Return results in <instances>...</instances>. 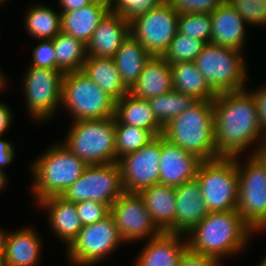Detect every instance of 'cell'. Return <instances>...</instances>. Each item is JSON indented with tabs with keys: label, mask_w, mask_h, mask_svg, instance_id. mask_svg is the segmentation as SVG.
Wrapping results in <instances>:
<instances>
[{
	"label": "cell",
	"mask_w": 266,
	"mask_h": 266,
	"mask_svg": "<svg viewBox=\"0 0 266 266\" xmlns=\"http://www.w3.org/2000/svg\"><path fill=\"white\" fill-rule=\"evenodd\" d=\"M179 13L164 0L156 8L130 23V34L152 56H162L178 32Z\"/></svg>",
	"instance_id": "4fadbf2b"
},
{
	"label": "cell",
	"mask_w": 266,
	"mask_h": 266,
	"mask_svg": "<svg viewBox=\"0 0 266 266\" xmlns=\"http://www.w3.org/2000/svg\"><path fill=\"white\" fill-rule=\"evenodd\" d=\"M171 90H173V80L170 64L162 56H152L145 63L138 81L129 93L147 100Z\"/></svg>",
	"instance_id": "603a6c76"
},
{
	"label": "cell",
	"mask_w": 266,
	"mask_h": 266,
	"mask_svg": "<svg viewBox=\"0 0 266 266\" xmlns=\"http://www.w3.org/2000/svg\"><path fill=\"white\" fill-rule=\"evenodd\" d=\"M164 0H112L110 11L120 14L128 22L156 8Z\"/></svg>",
	"instance_id": "8d00e7d4"
},
{
	"label": "cell",
	"mask_w": 266,
	"mask_h": 266,
	"mask_svg": "<svg viewBox=\"0 0 266 266\" xmlns=\"http://www.w3.org/2000/svg\"><path fill=\"white\" fill-rule=\"evenodd\" d=\"M14 114L7 103L0 102V137L3 138L6 132L10 130L13 123ZM5 133V134H4Z\"/></svg>",
	"instance_id": "ee69618b"
},
{
	"label": "cell",
	"mask_w": 266,
	"mask_h": 266,
	"mask_svg": "<svg viewBox=\"0 0 266 266\" xmlns=\"http://www.w3.org/2000/svg\"><path fill=\"white\" fill-rule=\"evenodd\" d=\"M206 43L188 35L176 33L162 57L169 63L194 62Z\"/></svg>",
	"instance_id": "836d02e7"
},
{
	"label": "cell",
	"mask_w": 266,
	"mask_h": 266,
	"mask_svg": "<svg viewBox=\"0 0 266 266\" xmlns=\"http://www.w3.org/2000/svg\"><path fill=\"white\" fill-rule=\"evenodd\" d=\"M9 78H7L5 76V73L3 71H1V67H0V93H3L4 88L6 89V87L8 86V81Z\"/></svg>",
	"instance_id": "681fc988"
},
{
	"label": "cell",
	"mask_w": 266,
	"mask_h": 266,
	"mask_svg": "<svg viewBox=\"0 0 266 266\" xmlns=\"http://www.w3.org/2000/svg\"><path fill=\"white\" fill-rule=\"evenodd\" d=\"M144 245L134 266H177L188 249L186 235L169 232L148 239Z\"/></svg>",
	"instance_id": "ac0fdd59"
},
{
	"label": "cell",
	"mask_w": 266,
	"mask_h": 266,
	"mask_svg": "<svg viewBox=\"0 0 266 266\" xmlns=\"http://www.w3.org/2000/svg\"><path fill=\"white\" fill-rule=\"evenodd\" d=\"M110 215L126 244L147 241L162 233L152 221L139 193L124 192L110 206Z\"/></svg>",
	"instance_id": "5bb4252c"
},
{
	"label": "cell",
	"mask_w": 266,
	"mask_h": 266,
	"mask_svg": "<svg viewBox=\"0 0 266 266\" xmlns=\"http://www.w3.org/2000/svg\"><path fill=\"white\" fill-rule=\"evenodd\" d=\"M237 156L239 174V197L237 210L257 233L266 231V168L253 155L240 161Z\"/></svg>",
	"instance_id": "8fae6325"
},
{
	"label": "cell",
	"mask_w": 266,
	"mask_h": 266,
	"mask_svg": "<svg viewBox=\"0 0 266 266\" xmlns=\"http://www.w3.org/2000/svg\"><path fill=\"white\" fill-rule=\"evenodd\" d=\"M123 193L120 167L115 162L88 165L61 196L73 203L91 200L111 206Z\"/></svg>",
	"instance_id": "7c38bea8"
},
{
	"label": "cell",
	"mask_w": 266,
	"mask_h": 266,
	"mask_svg": "<svg viewBox=\"0 0 266 266\" xmlns=\"http://www.w3.org/2000/svg\"><path fill=\"white\" fill-rule=\"evenodd\" d=\"M61 143L87 165L118 162L116 158L115 116L70 122Z\"/></svg>",
	"instance_id": "5b68a950"
},
{
	"label": "cell",
	"mask_w": 266,
	"mask_h": 266,
	"mask_svg": "<svg viewBox=\"0 0 266 266\" xmlns=\"http://www.w3.org/2000/svg\"><path fill=\"white\" fill-rule=\"evenodd\" d=\"M196 179L209 212L237 209L239 197L237 156L202 161Z\"/></svg>",
	"instance_id": "ba28073f"
},
{
	"label": "cell",
	"mask_w": 266,
	"mask_h": 266,
	"mask_svg": "<svg viewBox=\"0 0 266 266\" xmlns=\"http://www.w3.org/2000/svg\"><path fill=\"white\" fill-rule=\"evenodd\" d=\"M229 47L206 43L194 63L217 95L246 88L248 68L245 54Z\"/></svg>",
	"instance_id": "8992f818"
},
{
	"label": "cell",
	"mask_w": 266,
	"mask_h": 266,
	"mask_svg": "<svg viewBox=\"0 0 266 266\" xmlns=\"http://www.w3.org/2000/svg\"><path fill=\"white\" fill-rule=\"evenodd\" d=\"M33 159L29 168L33 182L29 190L36 204L47 197L61 196L88 166L59 141Z\"/></svg>",
	"instance_id": "3957f363"
},
{
	"label": "cell",
	"mask_w": 266,
	"mask_h": 266,
	"mask_svg": "<svg viewBox=\"0 0 266 266\" xmlns=\"http://www.w3.org/2000/svg\"><path fill=\"white\" fill-rule=\"evenodd\" d=\"M161 135L138 151L118 159L124 192H136L159 183Z\"/></svg>",
	"instance_id": "9a60e30c"
},
{
	"label": "cell",
	"mask_w": 266,
	"mask_h": 266,
	"mask_svg": "<svg viewBox=\"0 0 266 266\" xmlns=\"http://www.w3.org/2000/svg\"><path fill=\"white\" fill-rule=\"evenodd\" d=\"M115 117L123 124L149 130L155 137L163 133V127L154 116L148 100L137 98L129 92L116 101Z\"/></svg>",
	"instance_id": "4316f807"
},
{
	"label": "cell",
	"mask_w": 266,
	"mask_h": 266,
	"mask_svg": "<svg viewBox=\"0 0 266 266\" xmlns=\"http://www.w3.org/2000/svg\"><path fill=\"white\" fill-rule=\"evenodd\" d=\"M57 70L63 73L82 71L87 59L86 44L63 32L53 38Z\"/></svg>",
	"instance_id": "4dcf8cb0"
},
{
	"label": "cell",
	"mask_w": 266,
	"mask_h": 266,
	"mask_svg": "<svg viewBox=\"0 0 266 266\" xmlns=\"http://www.w3.org/2000/svg\"><path fill=\"white\" fill-rule=\"evenodd\" d=\"M254 233L256 234L236 209L209 212L186 237L190 251L211 256L221 263L229 256L241 254L252 241Z\"/></svg>",
	"instance_id": "7a4b0ae2"
},
{
	"label": "cell",
	"mask_w": 266,
	"mask_h": 266,
	"mask_svg": "<svg viewBox=\"0 0 266 266\" xmlns=\"http://www.w3.org/2000/svg\"><path fill=\"white\" fill-rule=\"evenodd\" d=\"M147 100L154 116L162 127L198 101L194 96L182 94L174 89Z\"/></svg>",
	"instance_id": "1f68e13d"
},
{
	"label": "cell",
	"mask_w": 266,
	"mask_h": 266,
	"mask_svg": "<svg viewBox=\"0 0 266 266\" xmlns=\"http://www.w3.org/2000/svg\"><path fill=\"white\" fill-rule=\"evenodd\" d=\"M212 102L217 154L236 157L253 146L247 150L253 155L263 138L253 97L244 89L217 94Z\"/></svg>",
	"instance_id": "6da1fadb"
},
{
	"label": "cell",
	"mask_w": 266,
	"mask_h": 266,
	"mask_svg": "<svg viewBox=\"0 0 266 266\" xmlns=\"http://www.w3.org/2000/svg\"><path fill=\"white\" fill-rule=\"evenodd\" d=\"M37 205L46 210L47 223L53 235L57 236L67 249L83 227L75 203L65 200L62 196H51L39 201Z\"/></svg>",
	"instance_id": "44dd1931"
},
{
	"label": "cell",
	"mask_w": 266,
	"mask_h": 266,
	"mask_svg": "<svg viewBox=\"0 0 266 266\" xmlns=\"http://www.w3.org/2000/svg\"><path fill=\"white\" fill-rule=\"evenodd\" d=\"M175 193L176 217L173 233L187 235L209 211L196 178L176 187Z\"/></svg>",
	"instance_id": "e0dca14e"
},
{
	"label": "cell",
	"mask_w": 266,
	"mask_h": 266,
	"mask_svg": "<svg viewBox=\"0 0 266 266\" xmlns=\"http://www.w3.org/2000/svg\"><path fill=\"white\" fill-rule=\"evenodd\" d=\"M26 33L32 39H53L61 32V12L39 2L30 5L24 16Z\"/></svg>",
	"instance_id": "f546056e"
},
{
	"label": "cell",
	"mask_w": 266,
	"mask_h": 266,
	"mask_svg": "<svg viewBox=\"0 0 266 266\" xmlns=\"http://www.w3.org/2000/svg\"><path fill=\"white\" fill-rule=\"evenodd\" d=\"M253 156L266 168V136L259 141Z\"/></svg>",
	"instance_id": "bcb514c9"
},
{
	"label": "cell",
	"mask_w": 266,
	"mask_h": 266,
	"mask_svg": "<svg viewBox=\"0 0 266 266\" xmlns=\"http://www.w3.org/2000/svg\"><path fill=\"white\" fill-rule=\"evenodd\" d=\"M15 146L7 139L0 137V170L5 172L8 164L11 165L16 155Z\"/></svg>",
	"instance_id": "7bdbcfd3"
},
{
	"label": "cell",
	"mask_w": 266,
	"mask_h": 266,
	"mask_svg": "<svg viewBox=\"0 0 266 266\" xmlns=\"http://www.w3.org/2000/svg\"><path fill=\"white\" fill-rule=\"evenodd\" d=\"M82 71L115 101L129 92L121 81L113 58L87 57Z\"/></svg>",
	"instance_id": "83f0119b"
},
{
	"label": "cell",
	"mask_w": 266,
	"mask_h": 266,
	"mask_svg": "<svg viewBox=\"0 0 266 266\" xmlns=\"http://www.w3.org/2000/svg\"><path fill=\"white\" fill-rule=\"evenodd\" d=\"M109 11V4L94 0L80 9L61 12V32L87 44L94 30Z\"/></svg>",
	"instance_id": "cb8c5ba5"
},
{
	"label": "cell",
	"mask_w": 266,
	"mask_h": 266,
	"mask_svg": "<svg viewBox=\"0 0 266 266\" xmlns=\"http://www.w3.org/2000/svg\"><path fill=\"white\" fill-rule=\"evenodd\" d=\"M116 158L138 151L155 136L144 128L121 123L115 117Z\"/></svg>",
	"instance_id": "d6a6232c"
},
{
	"label": "cell",
	"mask_w": 266,
	"mask_h": 266,
	"mask_svg": "<svg viewBox=\"0 0 266 266\" xmlns=\"http://www.w3.org/2000/svg\"><path fill=\"white\" fill-rule=\"evenodd\" d=\"M162 136L203 161L220 158L216 150L212 101L198 100L167 123Z\"/></svg>",
	"instance_id": "277c9868"
},
{
	"label": "cell",
	"mask_w": 266,
	"mask_h": 266,
	"mask_svg": "<svg viewBox=\"0 0 266 266\" xmlns=\"http://www.w3.org/2000/svg\"><path fill=\"white\" fill-rule=\"evenodd\" d=\"M34 226L8 231L3 266H37L42 256V239Z\"/></svg>",
	"instance_id": "7402d4cb"
},
{
	"label": "cell",
	"mask_w": 266,
	"mask_h": 266,
	"mask_svg": "<svg viewBox=\"0 0 266 266\" xmlns=\"http://www.w3.org/2000/svg\"><path fill=\"white\" fill-rule=\"evenodd\" d=\"M202 161L161 135L159 183L176 188L195 179Z\"/></svg>",
	"instance_id": "2e32d148"
},
{
	"label": "cell",
	"mask_w": 266,
	"mask_h": 266,
	"mask_svg": "<svg viewBox=\"0 0 266 266\" xmlns=\"http://www.w3.org/2000/svg\"><path fill=\"white\" fill-rule=\"evenodd\" d=\"M244 19L247 26L266 28V0H226Z\"/></svg>",
	"instance_id": "d590c367"
},
{
	"label": "cell",
	"mask_w": 266,
	"mask_h": 266,
	"mask_svg": "<svg viewBox=\"0 0 266 266\" xmlns=\"http://www.w3.org/2000/svg\"><path fill=\"white\" fill-rule=\"evenodd\" d=\"M125 244L111 215L104 220L85 225L65 250L72 266H96Z\"/></svg>",
	"instance_id": "30bf717a"
},
{
	"label": "cell",
	"mask_w": 266,
	"mask_h": 266,
	"mask_svg": "<svg viewBox=\"0 0 266 266\" xmlns=\"http://www.w3.org/2000/svg\"><path fill=\"white\" fill-rule=\"evenodd\" d=\"M179 14L211 13L226 0H166Z\"/></svg>",
	"instance_id": "ab89813d"
},
{
	"label": "cell",
	"mask_w": 266,
	"mask_h": 266,
	"mask_svg": "<svg viewBox=\"0 0 266 266\" xmlns=\"http://www.w3.org/2000/svg\"><path fill=\"white\" fill-rule=\"evenodd\" d=\"M170 67L174 90L192 95L197 100L213 101L216 98V94L208 86L194 62L172 63Z\"/></svg>",
	"instance_id": "f1b7e54d"
},
{
	"label": "cell",
	"mask_w": 266,
	"mask_h": 266,
	"mask_svg": "<svg viewBox=\"0 0 266 266\" xmlns=\"http://www.w3.org/2000/svg\"><path fill=\"white\" fill-rule=\"evenodd\" d=\"M75 206L83 226L104 220L110 215V206L108 204L86 200L75 203Z\"/></svg>",
	"instance_id": "f35d334b"
},
{
	"label": "cell",
	"mask_w": 266,
	"mask_h": 266,
	"mask_svg": "<svg viewBox=\"0 0 266 266\" xmlns=\"http://www.w3.org/2000/svg\"><path fill=\"white\" fill-rule=\"evenodd\" d=\"M7 175L8 174H6V172L0 170V193H2V191L8 186L7 184L9 183V178Z\"/></svg>",
	"instance_id": "c3c4849f"
},
{
	"label": "cell",
	"mask_w": 266,
	"mask_h": 266,
	"mask_svg": "<svg viewBox=\"0 0 266 266\" xmlns=\"http://www.w3.org/2000/svg\"><path fill=\"white\" fill-rule=\"evenodd\" d=\"M3 255H0V266H3V259H2Z\"/></svg>",
	"instance_id": "db71d44e"
},
{
	"label": "cell",
	"mask_w": 266,
	"mask_h": 266,
	"mask_svg": "<svg viewBox=\"0 0 266 266\" xmlns=\"http://www.w3.org/2000/svg\"><path fill=\"white\" fill-rule=\"evenodd\" d=\"M211 13H181L178 17V33L211 43Z\"/></svg>",
	"instance_id": "e575fe53"
},
{
	"label": "cell",
	"mask_w": 266,
	"mask_h": 266,
	"mask_svg": "<svg viewBox=\"0 0 266 266\" xmlns=\"http://www.w3.org/2000/svg\"><path fill=\"white\" fill-rule=\"evenodd\" d=\"M152 55L131 34L123 41L113 59L125 87L130 90L138 81L145 63Z\"/></svg>",
	"instance_id": "484cf974"
},
{
	"label": "cell",
	"mask_w": 266,
	"mask_h": 266,
	"mask_svg": "<svg viewBox=\"0 0 266 266\" xmlns=\"http://www.w3.org/2000/svg\"><path fill=\"white\" fill-rule=\"evenodd\" d=\"M7 1H9V0H0V3H1L2 5H5V3H7Z\"/></svg>",
	"instance_id": "f5cc1de1"
},
{
	"label": "cell",
	"mask_w": 266,
	"mask_h": 266,
	"mask_svg": "<svg viewBox=\"0 0 266 266\" xmlns=\"http://www.w3.org/2000/svg\"><path fill=\"white\" fill-rule=\"evenodd\" d=\"M38 41L40 42L32 50V61L28 66L57 70L53 39H39Z\"/></svg>",
	"instance_id": "74e56055"
},
{
	"label": "cell",
	"mask_w": 266,
	"mask_h": 266,
	"mask_svg": "<svg viewBox=\"0 0 266 266\" xmlns=\"http://www.w3.org/2000/svg\"><path fill=\"white\" fill-rule=\"evenodd\" d=\"M257 266H266V254L265 256L261 259L260 263Z\"/></svg>",
	"instance_id": "f907efd6"
},
{
	"label": "cell",
	"mask_w": 266,
	"mask_h": 266,
	"mask_svg": "<svg viewBox=\"0 0 266 266\" xmlns=\"http://www.w3.org/2000/svg\"><path fill=\"white\" fill-rule=\"evenodd\" d=\"M99 1L105 2L110 5L112 0H99Z\"/></svg>",
	"instance_id": "816d5d0a"
},
{
	"label": "cell",
	"mask_w": 266,
	"mask_h": 266,
	"mask_svg": "<svg viewBox=\"0 0 266 266\" xmlns=\"http://www.w3.org/2000/svg\"><path fill=\"white\" fill-rule=\"evenodd\" d=\"M217 259L211 256L197 254L187 249L177 266H222Z\"/></svg>",
	"instance_id": "b9f144b4"
},
{
	"label": "cell",
	"mask_w": 266,
	"mask_h": 266,
	"mask_svg": "<svg viewBox=\"0 0 266 266\" xmlns=\"http://www.w3.org/2000/svg\"><path fill=\"white\" fill-rule=\"evenodd\" d=\"M130 34V23L109 11L86 44L87 57L113 58Z\"/></svg>",
	"instance_id": "d6986e66"
},
{
	"label": "cell",
	"mask_w": 266,
	"mask_h": 266,
	"mask_svg": "<svg viewBox=\"0 0 266 266\" xmlns=\"http://www.w3.org/2000/svg\"><path fill=\"white\" fill-rule=\"evenodd\" d=\"M138 193L155 225L162 232L173 233L176 217L175 187L157 183Z\"/></svg>",
	"instance_id": "d4e9b609"
},
{
	"label": "cell",
	"mask_w": 266,
	"mask_h": 266,
	"mask_svg": "<svg viewBox=\"0 0 266 266\" xmlns=\"http://www.w3.org/2000/svg\"><path fill=\"white\" fill-rule=\"evenodd\" d=\"M245 90L253 97L258 112L260 128L263 137L266 136V85H260L255 89Z\"/></svg>",
	"instance_id": "60d3db41"
},
{
	"label": "cell",
	"mask_w": 266,
	"mask_h": 266,
	"mask_svg": "<svg viewBox=\"0 0 266 266\" xmlns=\"http://www.w3.org/2000/svg\"><path fill=\"white\" fill-rule=\"evenodd\" d=\"M61 107L71 122L115 116L116 101L89 79L83 71L64 73Z\"/></svg>",
	"instance_id": "52a82bcc"
},
{
	"label": "cell",
	"mask_w": 266,
	"mask_h": 266,
	"mask_svg": "<svg viewBox=\"0 0 266 266\" xmlns=\"http://www.w3.org/2000/svg\"><path fill=\"white\" fill-rule=\"evenodd\" d=\"M211 43L244 51L247 40V23L227 2L211 12Z\"/></svg>",
	"instance_id": "ffe728a7"
},
{
	"label": "cell",
	"mask_w": 266,
	"mask_h": 266,
	"mask_svg": "<svg viewBox=\"0 0 266 266\" xmlns=\"http://www.w3.org/2000/svg\"><path fill=\"white\" fill-rule=\"evenodd\" d=\"M94 0H58V5L61 8L59 11H73L85 7Z\"/></svg>",
	"instance_id": "f6af8a7d"
},
{
	"label": "cell",
	"mask_w": 266,
	"mask_h": 266,
	"mask_svg": "<svg viewBox=\"0 0 266 266\" xmlns=\"http://www.w3.org/2000/svg\"><path fill=\"white\" fill-rule=\"evenodd\" d=\"M63 76L60 70L27 67L21 84L27 114L35 123L49 121L61 108Z\"/></svg>",
	"instance_id": "9c48e42d"
},
{
	"label": "cell",
	"mask_w": 266,
	"mask_h": 266,
	"mask_svg": "<svg viewBox=\"0 0 266 266\" xmlns=\"http://www.w3.org/2000/svg\"><path fill=\"white\" fill-rule=\"evenodd\" d=\"M0 227V255H3L5 250V241L8 231Z\"/></svg>",
	"instance_id": "7dc6e473"
}]
</instances>
